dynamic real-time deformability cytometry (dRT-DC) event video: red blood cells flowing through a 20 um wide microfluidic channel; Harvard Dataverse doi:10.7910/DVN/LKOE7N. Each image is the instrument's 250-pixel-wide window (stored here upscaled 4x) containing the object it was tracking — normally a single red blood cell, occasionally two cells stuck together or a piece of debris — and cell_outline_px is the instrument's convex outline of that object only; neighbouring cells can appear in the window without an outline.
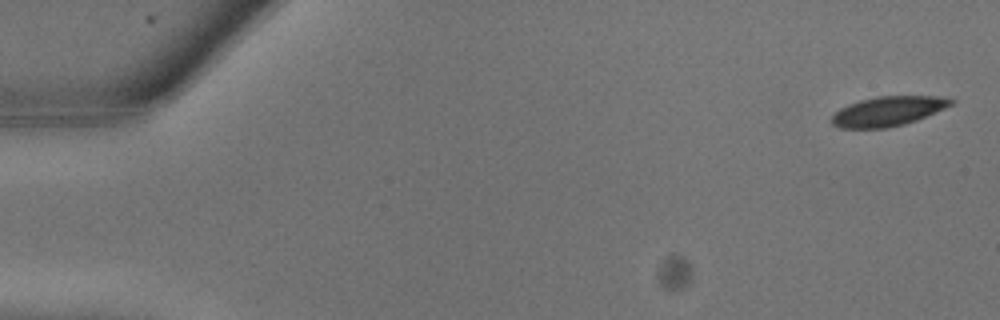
{"species": "common noctule bat (a hibernating species)", "species_latin": "Nyctalus noctula", "temperature_condition": "warm", "stored_images_in_passage": 9, "camera_frame_rate_fps": 3000, "um_per_image_px": 0.085, "animal": {"sex": "male", "body_mass_g": 13.3}, "frame": {"image": 1, "passage_image": 1, "time_ms": 0.0, "image_size_px": [1000, 320], "cell_outline_px": [[956, 100], [952, 104], [944, 108], [916, 120], [904, 124], [888, 128], [840, 128], [832, 124], [832, 116], [840, 108], [848, 104], [860, 100], [876, 96], [940, 96]], "centroid_in_image_um": [75.46, 9.45], "position_along_channel_um": 9.5, "area_um2": 20.46}}
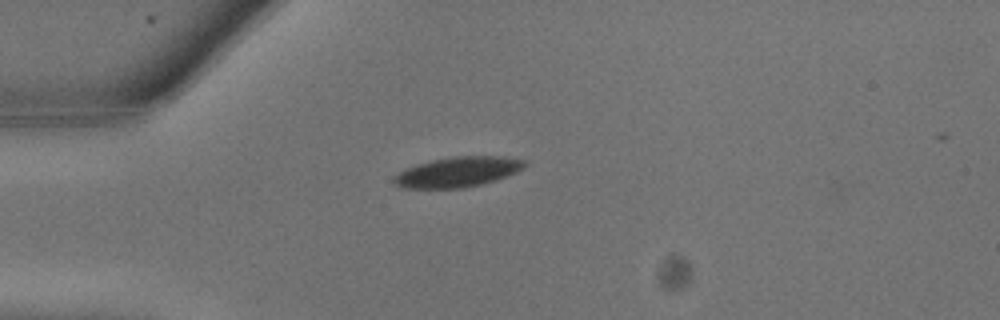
{"frame": {"image": 2, "passage_image": 7, "time_ms": 2.0, "image_size_px": [1000, 320], "cell_outline_px": [[528, 164], [524, 168], [516, 172], [480, 184], [460, 188], [400, 188], [392, 180], [392, 176], [404, 168], [416, 164], [432, 160], [452, 156], [504, 156], [528, 160]], "centroid_in_image_um": [38.88, 14.6], "position_along_channel_um": 46.1, "area_um2": 23.06}}